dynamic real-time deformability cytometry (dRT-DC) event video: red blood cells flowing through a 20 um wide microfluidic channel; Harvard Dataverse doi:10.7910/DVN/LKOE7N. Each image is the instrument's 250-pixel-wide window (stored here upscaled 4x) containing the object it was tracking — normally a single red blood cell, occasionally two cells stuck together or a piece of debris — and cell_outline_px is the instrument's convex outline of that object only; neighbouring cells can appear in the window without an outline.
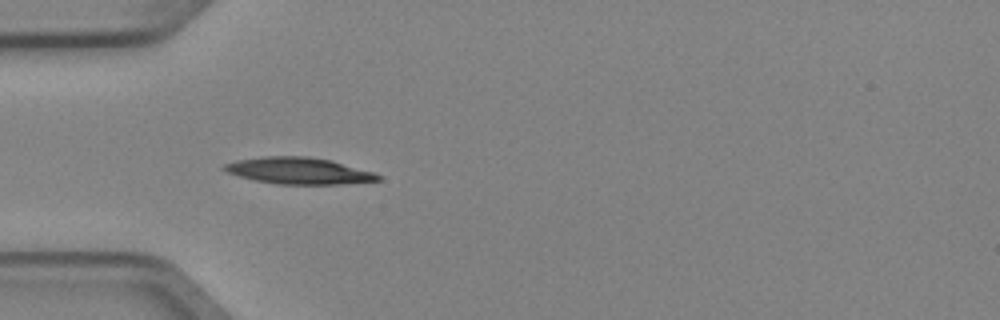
{"species": "Egyptian fruit bat (a non-hibernating species)", "species_latin": "Rousettus aegyptiacus", "temperature_condition": "cold", "stored_images_in_passage": 2, "camera_frame_rate_fps": 3000, "um_per_image_px": 0.085, "animal": {"sex": "female"}, "frame": {"image": 1, "passage_image": 1, "time_ms": 0.0, "image_size_px": [1000, 320], "cell_outline_px": [[380, 180], [340, 184], [276, 184], [256, 180], [240, 176], [228, 172], [220, 168], [224, 164], [236, 160], [264, 156], [304, 156], [328, 160], [372, 172], [380, 176]], "centroid_in_image_um": [25.32, 14.51], "position_along_channel_um": 59.7, "area_um2": 23.35}}
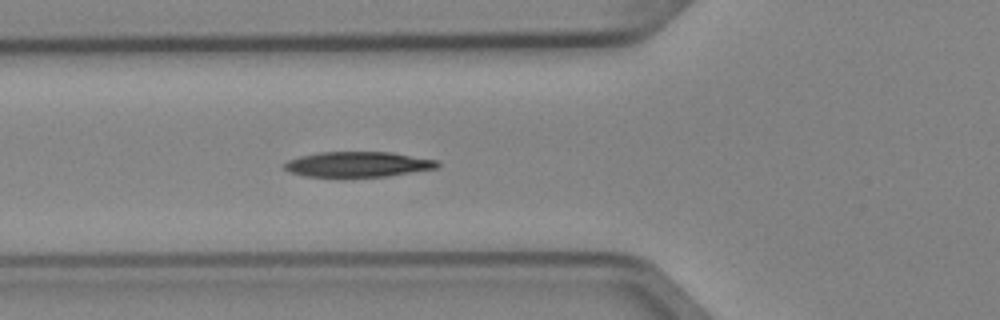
{"frame": {"image": 2, "passage_image": 2, "time_ms": 0.333, "image_size_px": [1000, 320], "cell_outline_px": [[440, 168], [388, 176], [344, 180], [304, 176], [288, 172], [284, 168], [284, 164], [288, 160], [300, 156], [320, 152], [392, 152], [436, 160], [440, 164]], "centroid_in_image_um": [30.39, 14.02], "position_along_channel_um": 95.4, "area_um2": 23.7}}